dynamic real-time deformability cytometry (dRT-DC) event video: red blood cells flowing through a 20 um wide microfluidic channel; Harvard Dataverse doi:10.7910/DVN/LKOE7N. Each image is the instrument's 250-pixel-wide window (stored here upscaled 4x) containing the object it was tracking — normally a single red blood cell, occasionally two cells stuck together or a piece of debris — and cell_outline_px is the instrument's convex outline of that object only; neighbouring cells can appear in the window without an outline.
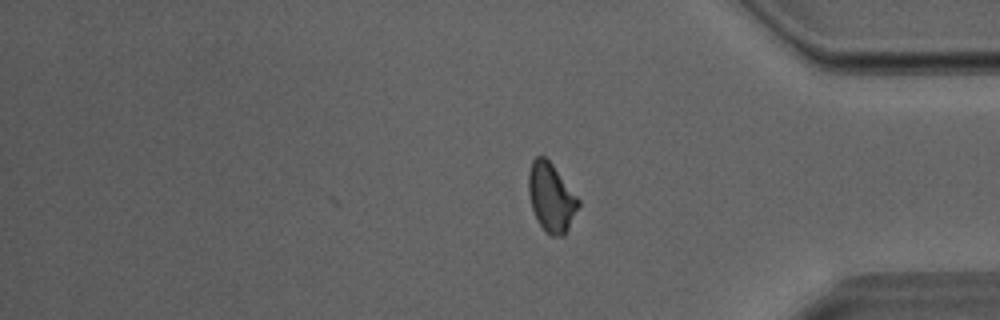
{"species": "Egyptian fruit bat (a non-hibernating species)", "species_latin": "Rousettus aegyptiacus", "temperature_condition": "room temperature", "stored_images_in_passage": 31, "camera_frame_rate_fps": 3000, "um_per_image_px": 0.085, "animal": {"sex": "male"}, "frame": {"image": 1, "passage_image": 31, "time_ms": 10.0, "image_size_px": [1000, 320], "cell_outline_px": [[580, 204], [564, 236], [552, 236], [544, 232], [532, 208], [528, 192], [528, 172], [532, 160], [536, 156], [544, 156], [552, 164], [580, 200]], "centroid_in_image_um": [46.84, 16.78], "position_along_channel_um": 388.4, "area_um2": 19.83}}